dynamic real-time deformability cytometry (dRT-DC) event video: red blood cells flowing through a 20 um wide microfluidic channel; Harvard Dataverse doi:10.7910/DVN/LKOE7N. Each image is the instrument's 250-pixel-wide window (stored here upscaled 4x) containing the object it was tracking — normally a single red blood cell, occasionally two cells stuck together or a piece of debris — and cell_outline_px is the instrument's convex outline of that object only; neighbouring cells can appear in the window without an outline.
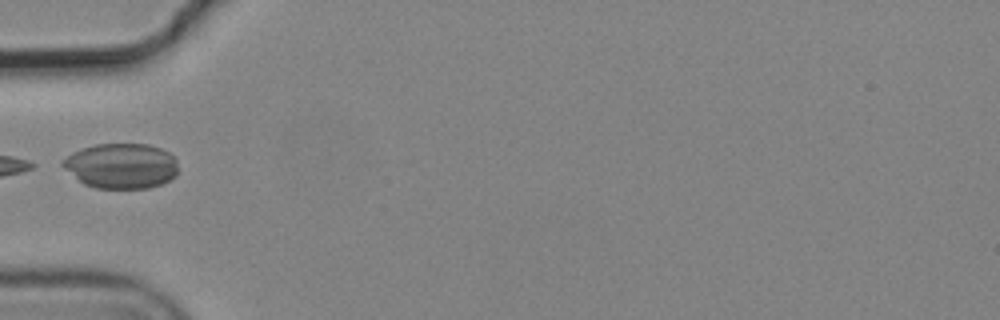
{"species": "common noctule bat (a hibernating species)", "species_latin": "Nyctalus noctula", "temperature_condition": "cold", "stored_images_in_passage": 6, "camera_frame_rate_fps": 3000, "um_per_image_px": 0.085, "animal": {"sex": "male", "body_mass_g": 19.2, "forearm_length_mm": 51.8}, "frame": {"image": 1, "passage_image": 6, "time_ms": 1.667, "image_size_px": [1000, 320], "cell_outline_px": [[176, 176], [160, 184], [148, 188], [96, 188], [84, 184], [64, 168], [60, 164], [60, 160], [72, 152], [96, 144], [148, 144], [160, 148], [168, 152], [176, 160]], "centroid_in_image_um": [10.28, 14.09], "position_along_channel_um": 74.7, "area_um2": 30.29}}